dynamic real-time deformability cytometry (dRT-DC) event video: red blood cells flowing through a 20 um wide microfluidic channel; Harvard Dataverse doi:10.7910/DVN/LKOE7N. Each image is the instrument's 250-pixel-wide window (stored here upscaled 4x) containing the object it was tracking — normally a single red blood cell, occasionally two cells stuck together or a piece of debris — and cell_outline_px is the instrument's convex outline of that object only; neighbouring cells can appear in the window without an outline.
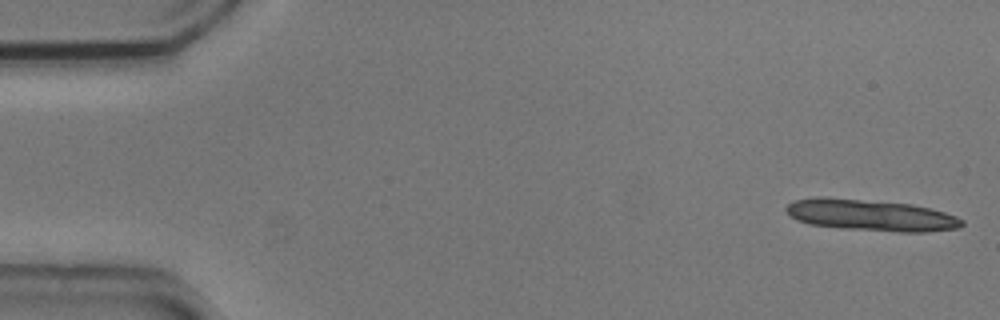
{"species": "common noctule bat (a hibernating species)", "species_latin": "Nyctalus noctula", "temperature_condition": "cold", "stored_images_in_passage": 13, "camera_frame_rate_fps": 3000, "um_per_image_px": 0.085, "animal": {"sex": "male", "body_mass_g": 20.5, "forearm_length_mm": 52.5}, "frame": {"image": 1, "passage_image": 1, "time_ms": 0.0, "image_size_px": [1000, 320], "cell_outline_px": [[964, 224], [960, 228], [928, 232], [900, 232], [840, 228], [808, 224], [796, 220], [784, 208], [788, 204], [796, 200], [816, 196], [912, 204], [944, 212], [956, 216], [964, 220]], "centroid_in_image_um": [74.04, 18.3], "position_along_channel_um": 11.0, "area_um2": 32.19}}